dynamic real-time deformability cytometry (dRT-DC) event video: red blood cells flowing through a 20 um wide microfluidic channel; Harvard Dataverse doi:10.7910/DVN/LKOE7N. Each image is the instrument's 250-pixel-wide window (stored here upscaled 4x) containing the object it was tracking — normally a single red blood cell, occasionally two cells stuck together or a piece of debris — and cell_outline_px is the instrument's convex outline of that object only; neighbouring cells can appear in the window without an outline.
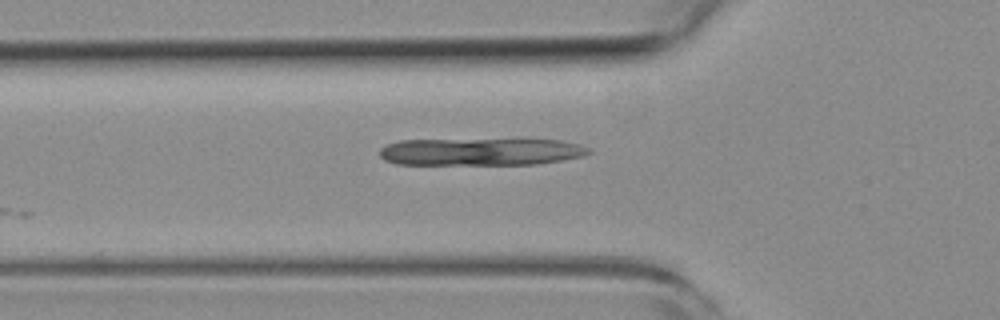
{"species": "common noctule bat (a hibernating species)", "species_latin": "Nyctalus noctula", "temperature_condition": "room temperature", "stored_images_in_passage": 11, "camera_frame_rate_fps": 3000, "um_per_image_px": 0.085, "animal": {"sex": "female", "body_mass_g": 19.3, "forearm_length_mm": 54.1}, "frame": {"image": 1, "passage_image": 2, "time_ms": 0.333, "image_size_px": [1000, 320], "cell_outline_px": [[592, 152], [580, 156], [560, 160], [536, 164], [396, 164], [384, 160], [380, 156], [380, 148], [388, 144], [400, 140], [560, 140], [580, 144], [592, 148]], "centroid_in_image_um": [40.86, 12.9], "position_along_channel_um": 84.9, "area_um2": 33.0}}
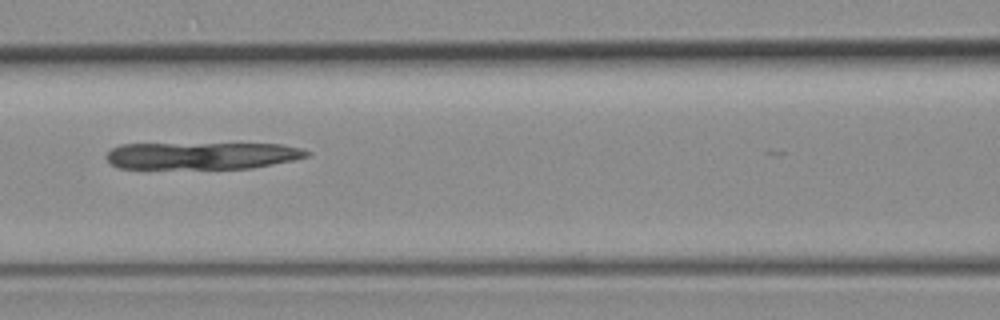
{"frame": {"image": 2, "passage_image": 7, "time_ms": 2.0, "image_size_px": [1000, 320], "cell_outline_px": [[312, 152], [308, 156], [292, 160], [252, 168], [116, 168], [108, 160], [108, 152], [112, 148], [120, 144], [280, 144], [300, 148]], "centroid_in_image_um": [17.18, 13.23], "position_along_channel_um": 149.4, "area_um2": 31.33}}